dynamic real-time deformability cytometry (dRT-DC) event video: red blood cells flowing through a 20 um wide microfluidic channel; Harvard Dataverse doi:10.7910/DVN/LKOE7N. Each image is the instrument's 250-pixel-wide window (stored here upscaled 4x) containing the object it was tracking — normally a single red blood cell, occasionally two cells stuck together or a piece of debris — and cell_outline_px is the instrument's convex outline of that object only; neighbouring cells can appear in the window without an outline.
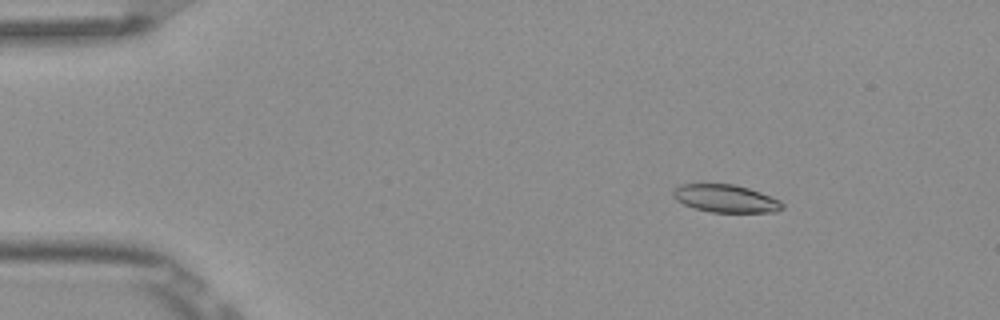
{"species": "Egyptian fruit bat (a non-hibernating species)", "species_latin": "Rousettus aegyptiacus", "temperature_condition": "room temperature", "stored_images_in_passage": 5, "camera_frame_rate_fps": 3000, "um_per_image_px": 0.085, "frame": {"image": 1, "passage_image": 2, "time_ms": 0.333, "image_size_px": [1000, 320], "cell_outline_px": [[784, 208], [776, 212], [712, 212], [696, 208], [684, 204], [676, 200], [672, 196], [672, 192], [680, 184], [732, 184], [748, 188], [760, 192], [780, 200], [784, 204]], "centroid_in_image_um": [61.7, 16.87], "position_along_channel_um": 23.3, "area_um2": 17.57}}
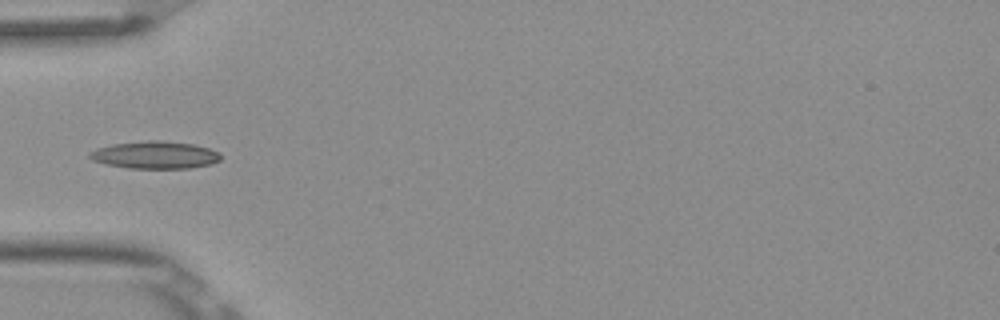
{"frame": {"image": 2, "passage_image": 5, "time_ms": 1.333, "image_size_px": [1000, 320], "cell_outline_px": [[220, 160], [212, 164], [192, 168], [128, 168], [108, 164], [92, 160], [88, 156], [88, 152], [96, 148], [112, 144], [148, 140], [160, 140], [192, 144], [208, 148], [220, 152]], "centroid_in_image_um": [13.17, 13.17], "position_along_channel_um": 71.8, "area_um2": 20.98}}